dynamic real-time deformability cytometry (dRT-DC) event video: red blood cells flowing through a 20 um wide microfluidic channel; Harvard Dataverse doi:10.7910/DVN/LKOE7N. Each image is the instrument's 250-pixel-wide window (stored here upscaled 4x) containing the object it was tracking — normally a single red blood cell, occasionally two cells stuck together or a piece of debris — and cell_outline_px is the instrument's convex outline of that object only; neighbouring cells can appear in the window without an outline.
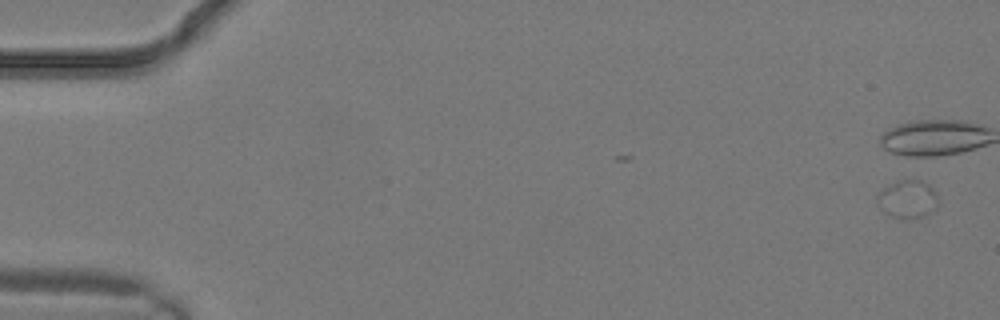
{"species": "common noctule bat (a hibernating species)", "species_latin": "Nyctalus noctula", "temperature_condition": "warm", "stored_images_in_passage": 2, "segment_of_instrument_passage": [2, 2], "camera_frame_rate_fps": 3000, "um_per_image_px": 0.085, "animal": {"sex": "male", "body_mass_g": 19.2, "forearm_length_mm": 51.8}, "frame": {"image": 1, "passage_image": 2, "time_ms": 0.333, "image_size_px": [1000, 320], "cell_outline_px": [[940, 200], [936, 208], [924, 216], [908, 220], [888, 216], [880, 208], [876, 200], [876, 196], [884, 188], [896, 180], [920, 180], [928, 184], [936, 192]], "centroid_in_image_um": [77.16, 16.95], "position_along_channel_um": 7.8, "area_um2": 13.81}}